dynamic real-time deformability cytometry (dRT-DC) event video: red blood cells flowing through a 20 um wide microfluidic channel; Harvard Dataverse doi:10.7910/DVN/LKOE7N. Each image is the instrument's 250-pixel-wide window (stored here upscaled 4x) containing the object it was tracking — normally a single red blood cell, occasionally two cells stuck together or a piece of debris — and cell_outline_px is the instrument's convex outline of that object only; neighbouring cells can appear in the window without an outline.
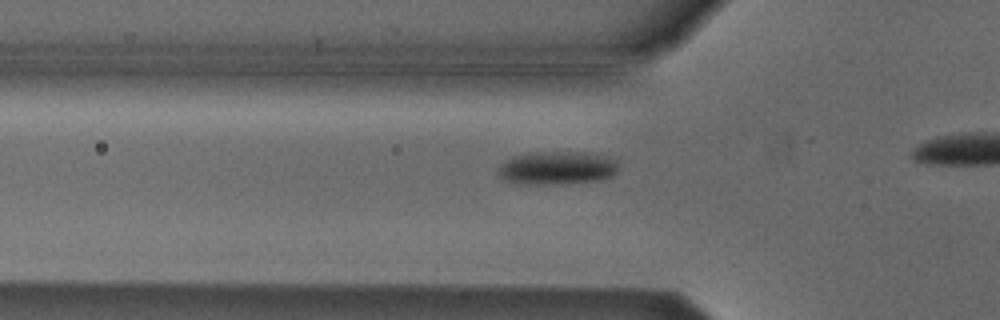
{"species": "Egyptian fruit bat (a non-hibernating species)", "species_latin": "Rousettus aegyptiacus", "temperature_condition": "cold", "stored_images_in_passage": 14, "camera_frame_rate_fps": 3000, "um_per_image_px": 0.085, "animal": {"sex": "male"}, "frame": {"image": 1, "passage_image": 5, "time_ms": 1.333, "image_size_px": [1000, 320], "cell_outline_px": [[616, 172], [612, 176], [600, 180], [560, 184], [524, 184], [504, 180], [500, 176], [496, 168], [504, 160], [512, 156], [528, 152], [584, 152], [604, 156], [616, 160]], "centroid_in_image_um": [47.28, 14.27], "position_along_channel_um": 78.5, "area_um2": 23.47}}
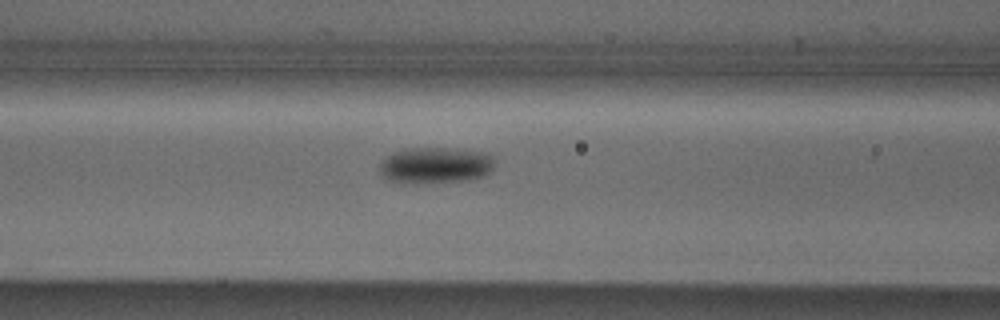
{"frame": {"image": 2, "passage_image": 9, "time_ms": 2.667, "image_size_px": [1000, 320], "cell_outline_px": [[496, 164], [484, 176], [468, 180], [404, 184], [384, 180], [380, 176], [380, 164], [388, 156], [404, 148], [444, 148], [484, 152], [496, 156]], "centroid_in_image_um": [37.01, 14.06], "position_along_channel_um": 129.6, "area_um2": 24.62}}
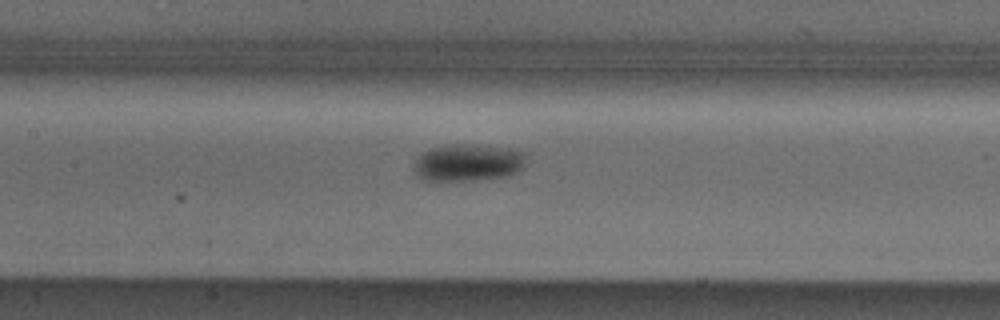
{"frame": {"image": 3, "passage_image": 12, "time_ms": 3.667, "image_size_px": [1000, 320], "cell_outline_px": [[528, 152], [524, 168], [508, 176], [476, 180], [424, 180], [416, 176], [412, 168], [416, 156], [420, 152], [428, 148], [448, 144], [472, 144], [512, 148]], "centroid_in_image_um": [39.78, 13.8], "position_along_channel_um": 167.6, "area_um2": 25.14}}